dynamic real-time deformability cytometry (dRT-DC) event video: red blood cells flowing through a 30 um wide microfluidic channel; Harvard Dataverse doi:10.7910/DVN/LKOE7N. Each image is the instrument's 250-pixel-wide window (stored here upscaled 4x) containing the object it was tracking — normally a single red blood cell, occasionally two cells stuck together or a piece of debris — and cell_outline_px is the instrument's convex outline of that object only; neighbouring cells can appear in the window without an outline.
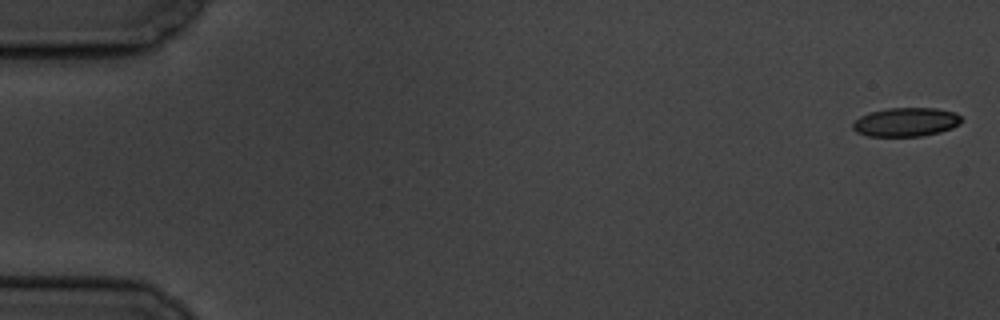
{"species": "common noctule bat (a hibernating species)", "species_latin": "Nyctalus noctula", "temperature_condition": "cold", "stored_images_in_passage": 7, "camera_frame_rate_fps": 3000, "um_per_image_px": 0.085, "animal": {"sex": "male", "body_mass_g": 19.5, "forearm_length_mm": 54.6}, "frame": {"image": 1, "passage_image": 1, "time_ms": 0.0, "image_size_px": [1000, 320], "cell_outline_px": [[964, 120], [960, 124], [952, 128], [940, 132], [920, 136], [868, 136], [856, 132], [852, 128], [852, 124], [860, 116], [868, 112], [888, 108], [936, 108], [956, 112]], "centroid_in_image_um": [77.02, 10.37], "position_along_channel_um": 8.0, "area_um2": 18.44}}
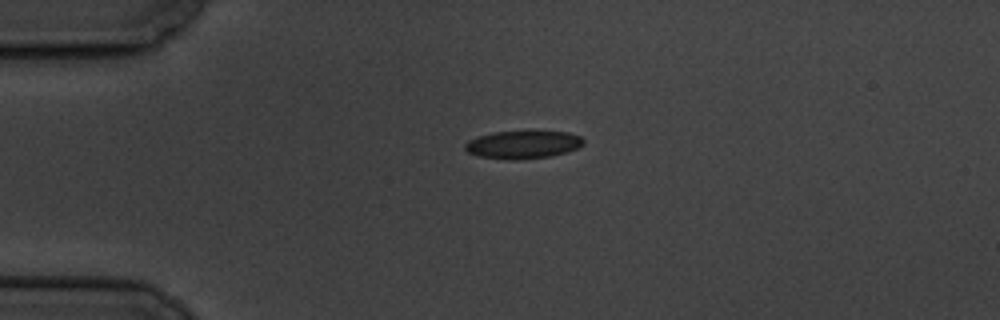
{"frame": {"image": 2, "passage_image": 5, "time_ms": 4.333, "image_size_px": [1000, 320], "cell_outline_px": [[584, 144], [568, 152], [548, 156], [516, 160], [508, 160], [476, 156], [468, 152], [464, 148], [464, 144], [468, 140], [476, 136], [492, 132], [532, 128], [568, 132], [580, 136], [584, 140]], "centroid_in_image_um": [44.44, 12.24], "position_along_channel_um": 40.6, "area_um2": 20.35}}
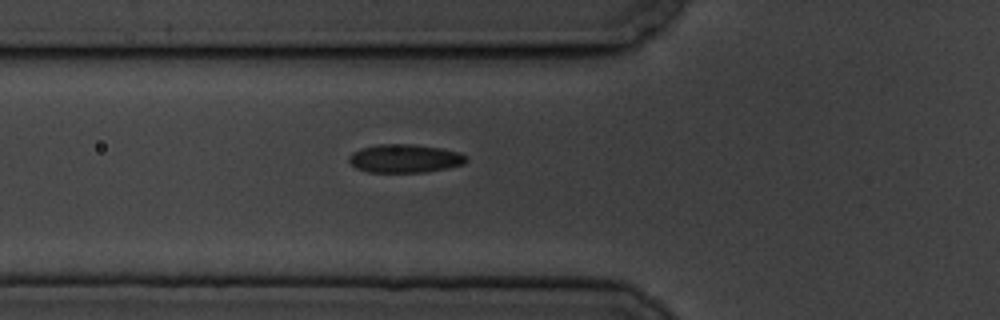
{"frame": {"image": 3, "passage_image": 7, "time_ms": 6.667, "image_size_px": [1000, 320], "cell_outline_px": [[468, 160], [464, 164], [448, 168], [424, 172], [368, 172], [356, 168], [348, 160], [348, 156], [352, 152], [360, 148], [376, 144], [412, 144], [440, 148], [460, 152], [468, 156]], "centroid_in_image_um": [34.41, 13.46], "position_along_channel_um": 91.4, "area_um2": 19.59}}